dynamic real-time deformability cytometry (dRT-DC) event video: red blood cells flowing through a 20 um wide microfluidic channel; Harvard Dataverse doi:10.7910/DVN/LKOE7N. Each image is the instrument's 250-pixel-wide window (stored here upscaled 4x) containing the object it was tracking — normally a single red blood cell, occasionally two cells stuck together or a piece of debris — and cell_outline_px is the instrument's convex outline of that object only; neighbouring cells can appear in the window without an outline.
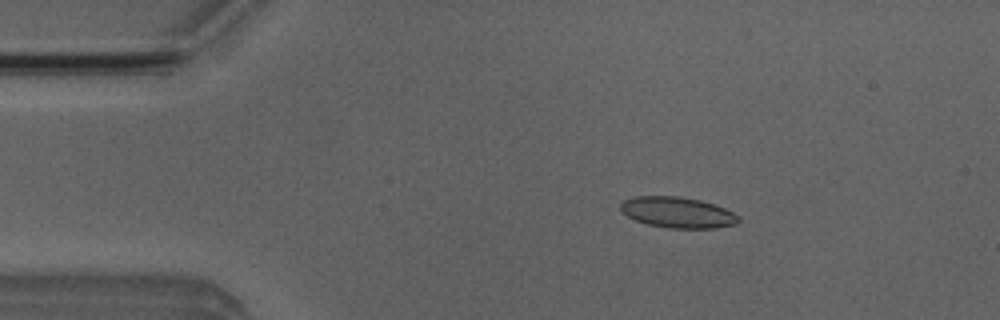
{"species": "Egyptian fruit bat (a non-hibernating species)", "species_latin": "Rousettus aegyptiacus", "temperature_condition": "room temperature", "stored_images_in_passage": 5, "camera_frame_rate_fps": 3000, "um_per_image_px": 0.085, "animal": {"sex": "male"}, "frame": {"image": 1, "passage_image": 2, "time_ms": 1.333, "image_size_px": [1000, 320], "cell_outline_px": [[740, 220], [736, 224], [716, 228], [668, 228], [648, 224], [636, 220], [620, 212], [620, 204], [624, 200], [636, 196], [676, 196], [700, 200], [724, 208], [740, 216]], "centroid_in_image_um": [57.59, 18.06], "position_along_channel_um": 27.4, "area_um2": 21.15}}
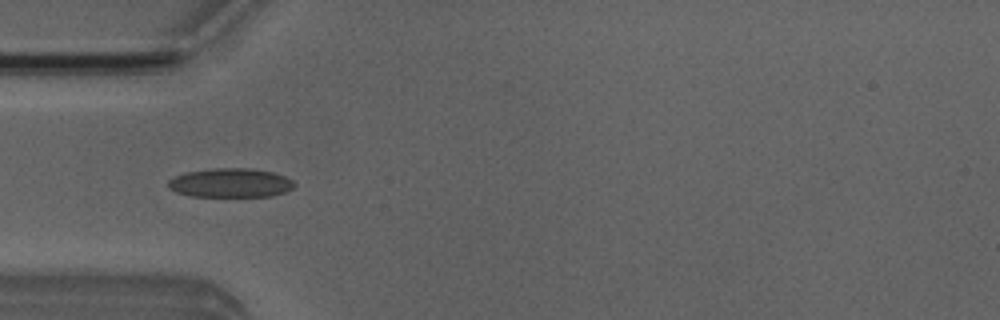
{"frame": {"image": 2, "passage_image": 4, "time_ms": 3.667, "image_size_px": [1000, 320], "cell_outline_px": [[296, 184], [292, 188], [284, 192], [272, 196], [192, 196], [176, 192], [168, 188], [168, 180], [176, 176], [188, 172], [212, 168], [252, 168], [272, 172], [284, 176], [292, 180]], "centroid_in_image_um": [19.6, 15.54], "position_along_channel_um": 65.4, "area_um2": 21.27}}